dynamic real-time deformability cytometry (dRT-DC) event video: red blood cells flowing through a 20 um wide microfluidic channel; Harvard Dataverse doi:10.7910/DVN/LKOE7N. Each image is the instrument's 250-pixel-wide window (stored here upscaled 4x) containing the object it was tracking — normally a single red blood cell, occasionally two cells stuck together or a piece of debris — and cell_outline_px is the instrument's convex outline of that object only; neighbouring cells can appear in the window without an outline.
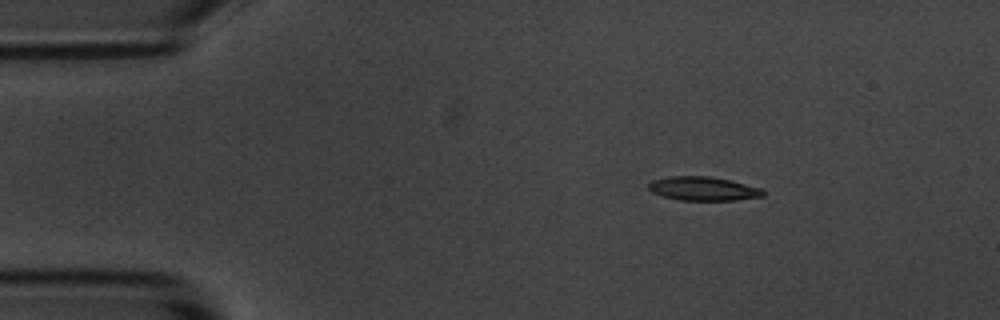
{"species": "common noctule bat (a hibernating species)", "species_latin": "Nyctalus noctula", "temperature_condition": "room temperature", "stored_images_in_passage": 5, "camera_frame_rate_fps": 3000, "um_per_image_px": 0.085, "animal": {"sex": "male", "body_mass_g": 20.1, "forearm_length_mm": 53.5}, "frame": {"image": 1, "passage_image": 3, "time_ms": 2.333, "image_size_px": [1000, 320], "cell_outline_px": [[764, 196], [736, 200], [680, 200], [664, 196], [652, 192], [648, 188], [648, 184], [652, 180], [668, 176], [712, 176], [732, 180], [760, 188], [764, 192]], "centroid_in_image_um": [59.77, 16.02], "position_along_channel_um": 25.2, "area_um2": 15.95}}